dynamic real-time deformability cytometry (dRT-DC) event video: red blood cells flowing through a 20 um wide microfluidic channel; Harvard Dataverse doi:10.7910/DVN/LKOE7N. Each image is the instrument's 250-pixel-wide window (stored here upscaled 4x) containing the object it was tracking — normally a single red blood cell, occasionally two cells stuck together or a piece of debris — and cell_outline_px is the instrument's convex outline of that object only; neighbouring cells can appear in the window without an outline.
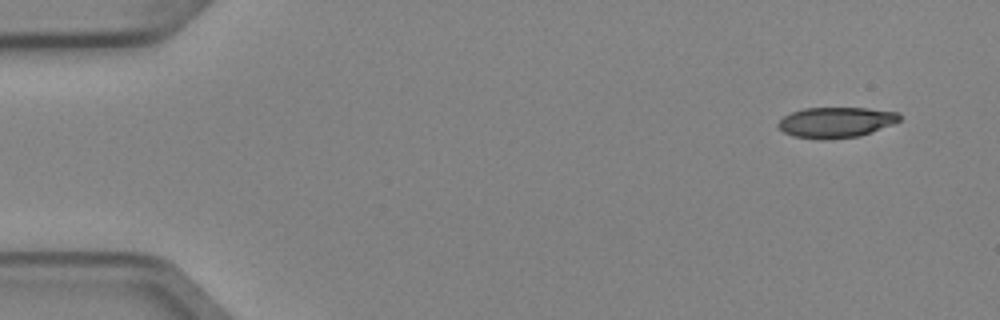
{"species": "Egyptian fruit bat (a non-hibernating species)", "species_latin": "Rousettus aegyptiacus", "temperature_condition": "cold", "stored_images_in_passage": 4, "camera_frame_rate_fps": 3000, "um_per_image_px": 0.085, "animal": {"sex": "female"}, "frame": {"image": 1, "passage_image": 1, "time_ms": 0.0, "image_size_px": [1000, 320], "cell_outline_px": [[900, 120], [892, 124], [860, 136], [824, 140], [796, 136], [784, 132], [776, 124], [784, 116], [792, 112], [804, 108], [868, 108], [896, 112], [900, 116]], "centroid_in_image_um": [71.04, 10.4], "position_along_channel_um": 14.0, "area_um2": 21.39}}
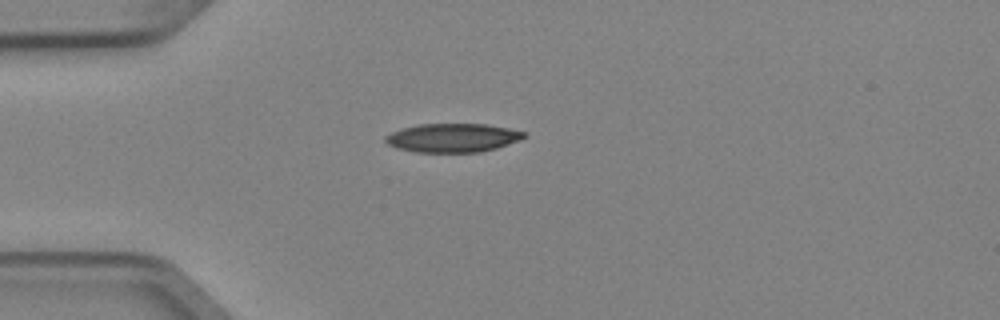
{"frame": {"image": 2, "passage_image": 4, "time_ms": 1.0, "image_size_px": [1000, 320], "cell_outline_px": [[528, 136], [520, 140], [496, 148], [480, 152], [416, 152], [396, 148], [388, 144], [384, 140], [384, 136], [392, 132], [404, 128], [420, 124], [488, 124], [508, 128], [524, 132]], "centroid_in_image_um": [38.49, 11.71], "position_along_channel_um": 46.5, "area_um2": 23.18}}